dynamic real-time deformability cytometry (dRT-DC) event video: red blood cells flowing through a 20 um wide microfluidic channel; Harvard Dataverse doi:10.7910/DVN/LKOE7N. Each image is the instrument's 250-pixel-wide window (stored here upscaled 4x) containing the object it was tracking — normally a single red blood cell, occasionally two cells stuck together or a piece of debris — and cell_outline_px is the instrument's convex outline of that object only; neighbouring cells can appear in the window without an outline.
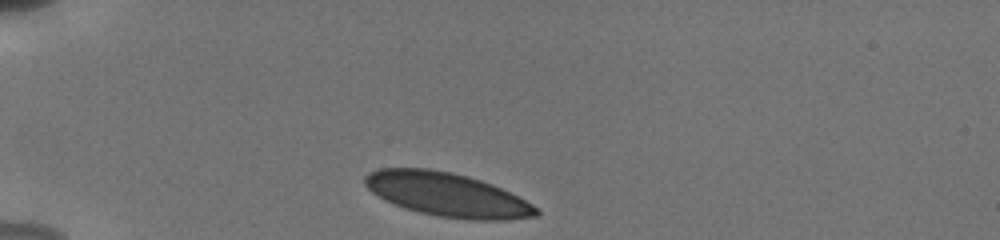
{"species": "human", "species_latin": "Homo sapiens", "temperature_condition": "cold", "stored_images_in_passage": 48, "camera_frame_rate_fps": 3000, "um_per_image_px": 0.085, "donor": {"sex": "male"}, "frame": {"image": 1, "passage_image": 1, "time_ms": 0.0, "image_size_px": [1000, 240], "cell_outline_px": [[540, 212], [536, 216], [504, 220], [472, 220], [440, 216], [420, 212], [404, 208], [384, 200], [372, 192], [364, 184], [364, 176], [368, 172], [380, 168], [428, 168], [452, 172], [468, 176], [492, 184], [532, 204]], "centroid_in_image_um": [37.96, 16.53], "position_along_channel_um": 47.0, "area_um2": 43.47}}
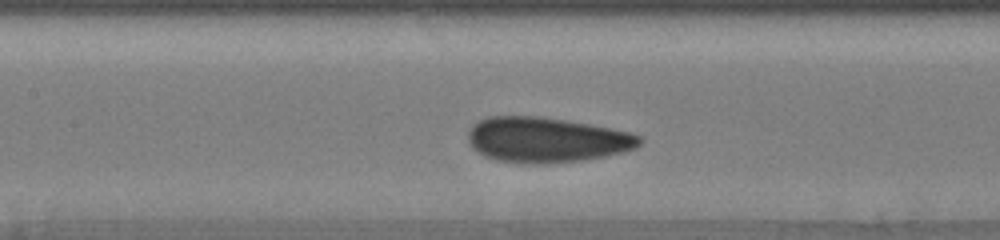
{"frame": {"image": 2, "passage_image": 14, "time_ms": 4.0, "image_size_px": [1000, 240], "cell_outline_px": [[644, 140], [636, 148], [624, 152], [584, 160], [544, 164], [536, 164], [496, 160], [472, 148], [468, 140], [468, 132], [480, 120], [488, 116], [540, 116], [588, 124], [628, 132], [640, 136]], "centroid_in_image_um": [46.47, 11.89], "position_along_channel_um": 160.9, "area_um2": 44.85}}
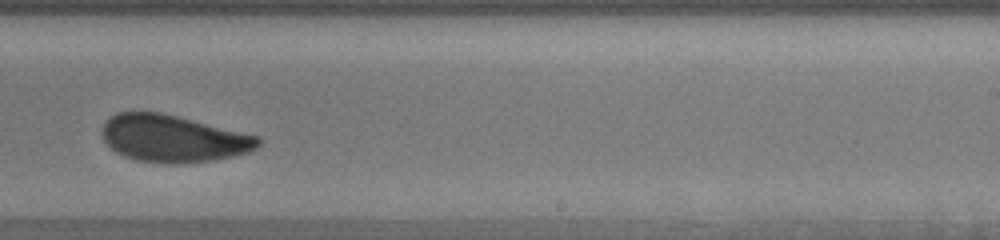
{"frame": {"image": 3, "passage_image": 28, "time_ms": 7.0, "image_size_px": [1000, 240], "cell_outline_px": [[264, 140], [256, 148], [248, 152], [232, 156], [212, 160], [188, 164], [160, 164], [136, 160], [124, 156], [116, 152], [104, 140], [104, 124], [116, 112], [160, 112], [260, 136]], "centroid_in_image_um": [14.76, 11.79], "position_along_channel_um": 274.2, "area_um2": 42.83}, "authors_computed_cell_mechanics": {"area_um2": 43.639, "velocity_mm_per_s": 3.7969, "shape_relaxation_time_tau1_ms": 4.1001, "shape_relaxation_time_tau2_ms": 0.6637, "deformation_change_tau1": 0.1167, "deformation_change_tau2": 0.0556}}